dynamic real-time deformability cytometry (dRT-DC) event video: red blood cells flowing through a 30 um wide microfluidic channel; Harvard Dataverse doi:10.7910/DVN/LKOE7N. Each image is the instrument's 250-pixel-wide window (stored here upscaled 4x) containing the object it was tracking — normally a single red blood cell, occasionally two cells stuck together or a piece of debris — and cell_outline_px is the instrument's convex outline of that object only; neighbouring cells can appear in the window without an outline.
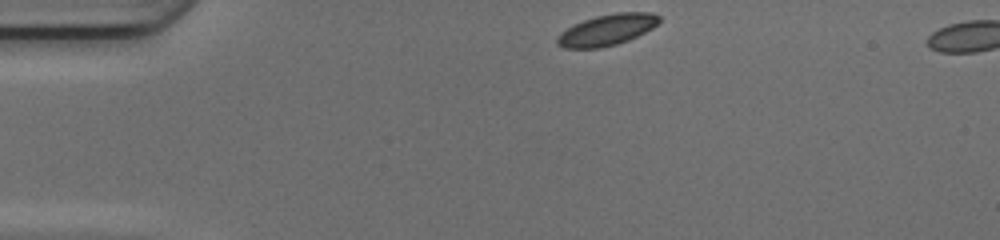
{"species": "common noctule bat (a hibernating species)", "species_latin": "Nyctalus noctula", "temperature_condition": "cold", "stored_images_in_passage": 41, "camera_frame_rate_fps": 3000, "um_per_image_px": 0.085, "animal": {"sex": "female", "body_mass_g": 17.0, "forearm_length_mm": 48.0}, "frame": {"image": 1, "passage_image": 1, "time_ms": 0.0, "image_size_px": [1000, 240], "cell_outline_px": [[660, 20], [652, 28], [628, 40], [616, 44], [600, 48], [564, 48], [556, 44], [556, 36], [560, 32], [572, 24], [596, 16], [616, 12], [652, 12], [660, 16]], "centroid_in_image_um": [51.55, 2.53], "position_along_channel_um": 33.5, "area_um2": 18.55}}
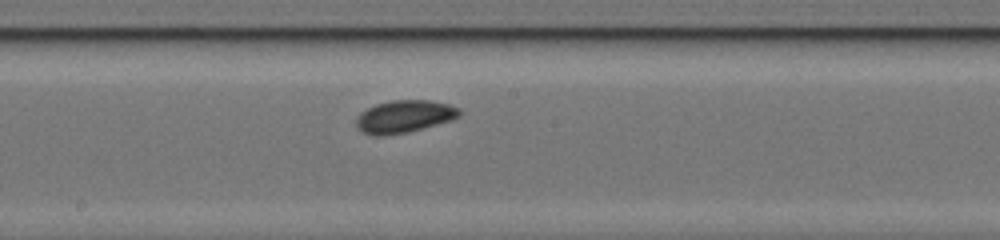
{"frame": {"image": 2, "passage_image": 18, "time_ms": 5.667, "image_size_px": [1000, 240], "cell_outline_px": [[460, 116], [452, 120], [408, 132], [380, 136], [376, 136], [364, 132], [356, 124], [356, 120], [360, 112], [376, 104], [392, 100], [428, 100], [448, 104], [460, 108]], "centroid_in_image_um": [34.39, 9.89], "position_along_channel_um": 213.8, "area_um2": 19.36}}
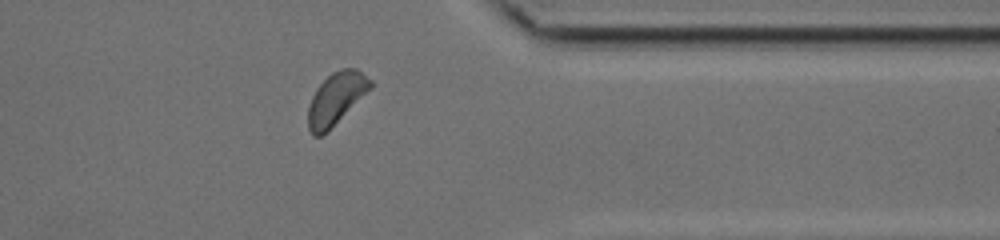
{"frame": {"image": 3, "passage_image": 31, "time_ms": 10.0, "image_size_px": [1000, 240], "cell_outline_px": [[372, 88], [320, 136], [312, 136], [308, 128], [308, 108], [312, 96], [316, 88], [332, 72], [344, 68], [356, 68], [372, 80]], "centroid_in_image_um": [28.56, 8.35], "position_along_channel_um": 382.8, "area_um2": 18.38}, "authors_computed_cell_mechanics": {"area_um2": 18.6116, "velocity_mm_per_s": 4.1268, "shape_relaxation_time_tau1_ms": 1.6416, "shape_relaxation_time_tau2_ms": 6.1739, "deformation_change_tau1": 0.0532, "deformation_change_tau2": 0.0859}}